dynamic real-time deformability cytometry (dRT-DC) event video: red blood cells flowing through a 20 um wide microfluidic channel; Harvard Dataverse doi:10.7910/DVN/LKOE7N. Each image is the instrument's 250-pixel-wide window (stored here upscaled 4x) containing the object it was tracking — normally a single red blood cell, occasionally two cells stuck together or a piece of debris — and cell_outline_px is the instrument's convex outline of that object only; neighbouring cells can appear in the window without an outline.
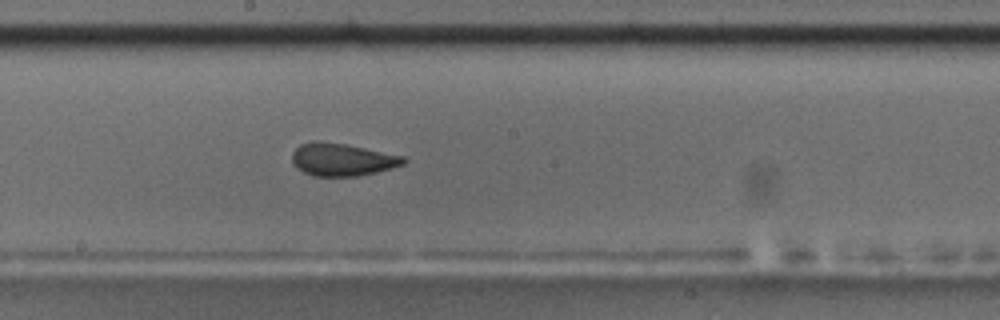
{"species": "common noctule bat (a hibernating species)", "species_latin": "Nyctalus noctula", "temperature_condition": "room temperature", "stored_images_in_passage": 37, "camera_frame_rate_fps": 3000, "um_per_image_px": 0.085, "animal": {"sex": "male", "body_mass_g": 17.5, "forearm_length_mm": 52.3}, "frame": {"image": 1, "passage_image": 22, "time_ms": 7.0, "image_size_px": [1000, 320], "cell_outline_px": [[408, 160], [404, 164], [392, 168], [376, 172], [356, 176], [312, 176], [296, 168], [292, 164], [292, 152], [300, 144], [312, 140], [320, 140], [344, 144], [404, 156]], "centroid_in_image_um": [29.05, 13.56], "position_along_channel_um": 219.2, "area_um2": 21.33}}